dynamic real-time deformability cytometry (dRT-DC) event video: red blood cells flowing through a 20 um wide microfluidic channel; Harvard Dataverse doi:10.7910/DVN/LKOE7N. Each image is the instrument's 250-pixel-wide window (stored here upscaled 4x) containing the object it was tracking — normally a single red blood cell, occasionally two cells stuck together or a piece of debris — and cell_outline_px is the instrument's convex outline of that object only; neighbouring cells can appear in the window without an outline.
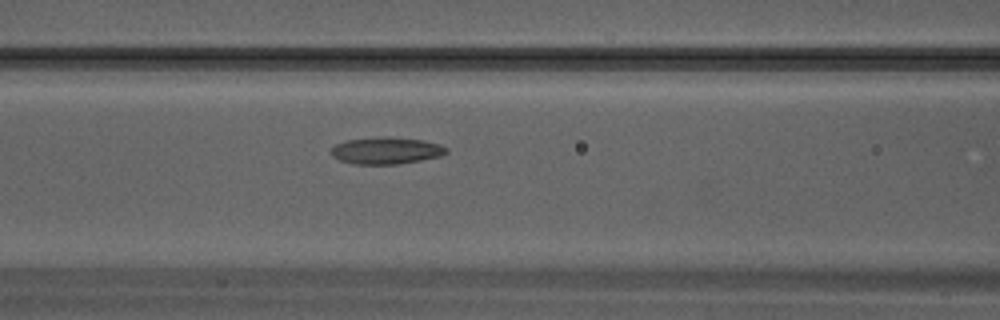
{"species": "Egyptian fruit bat (a non-hibernating species)", "species_latin": "Rousettus aegyptiacus", "temperature_condition": "warm", "stored_images_in_passage": 24, "camera_frame_rate_fps": 3000, "um_per_image_px": 0.085, "animal": {"sex": "male"}, "frame": {"image": 1, "passage_image": 5, "time_ms": 1.333, "image_size_px": [1000, 320], "cell_outline_px": [[448, 152], [440, 156], [420, 160], [396, 164], [352, 164], [340, 160], [332, 156], [332, 148], [336, 144], [348, 140], [424, 140], [440, 144], [448, 148]], "centroid_in_image_um": [32.86, 12.86], "position_along_channel_um": 133.7, "area_um2": 16.88}}
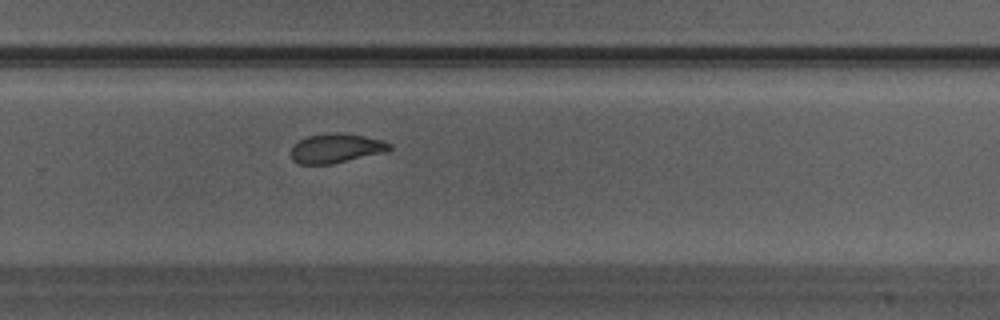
{"frame": {"image": 2, "passage_image": 13, "time_ms": 4.0, "image_size_px": [1000, 320], "cell_outline_px": [[392, 148], [388, 152], [332, 164], [300, 164], [292, 160], [292, 148], [300, 140], [308, 136], [332, 132], [340, 132], [364, 136], [380, 140], [392, 144]], "centroid_in_image_um": [28.61, 12.61], "position_along_channel_um": 301.2, "area_um2": 16.88}}
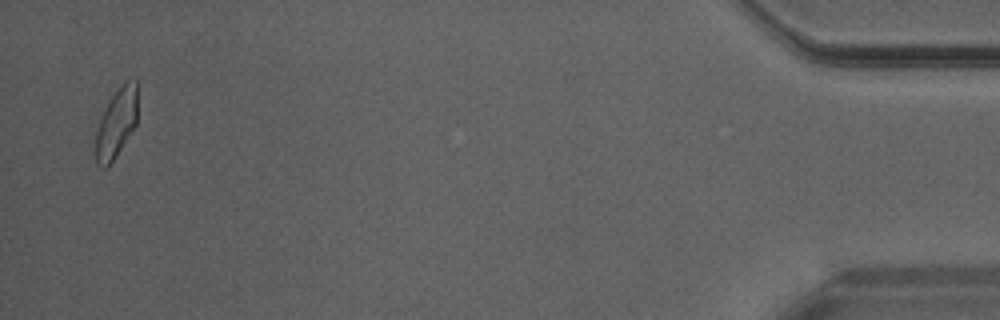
{"frame": {"image": 3, "passage_image": 23, "time_ms": 7.333, "image_size_px": [1000, 320], "cell_outline_px": [[136, 124], [108, 168], [104, 168], [96, 164], [96, 132], [100, 120], [112, 96], [124, 80], [128, 76], [136, 80]], "centroid_in_image_um": [9.9, 10.45], "position_along_channel_um": 425.3, "area_um2": 16.59}}